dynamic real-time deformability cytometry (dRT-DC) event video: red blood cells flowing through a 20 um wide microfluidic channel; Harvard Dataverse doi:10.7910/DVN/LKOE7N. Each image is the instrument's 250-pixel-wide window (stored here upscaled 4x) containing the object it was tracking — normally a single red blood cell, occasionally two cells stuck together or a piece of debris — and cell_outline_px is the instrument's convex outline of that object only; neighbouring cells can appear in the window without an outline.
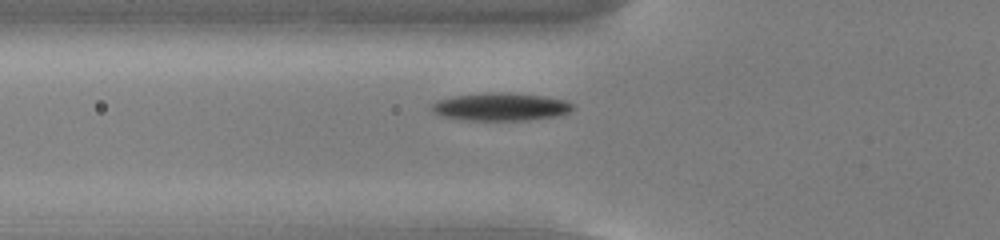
{"species": "common noctule bat (a hibernating species)", "species_latin": "Nyctalus noctula", "temperature_condition": "cold", "stored_images_in_passage": 37, "camera_frame_rate_fps": 3000, "um_per_image_px": 0.085, "animal": {"sex": "male", "body_mass_g": 13.0, "forearm_length_mm": 53.1}, "frame": {"image": 1, "passage_image": 2, "time_ms": 0.333, "image_size_px": [1000, 240], "cell_outline_px": [[572, 108], [568, 112], [556, 116], [528, 120], [464, 120], [444, 116], [432, 112], [432, 104], [436, 100], [452, 96], [484, 92], [508, 92], [544, 96], [564, 100], [572, 104]], "centroid_in_image_um": [42.51, 9.06], "position_along_channel_um": 83.3, "area_um2": 22.89}}
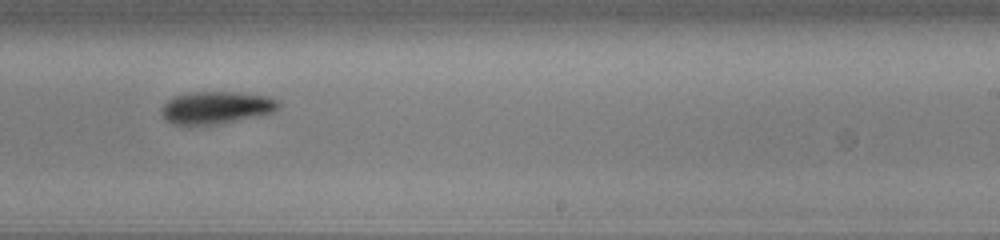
{"frame": {"image": 2, "passage_image": 17, "time_ms": 5.333, "image_size_px": [1000, 240], "cell_outline_px": [[280, 104], [272, 112], [256, 116], [220, 124], [188, 128], [172, 124], [164, 120], [160, 112], [160, 108], [172, 96], [192, 92], [236, 92], [268, 96], [276, 100]], "centroid_in_image_um": [18.25, 9.19], "position_along_channel_um": 270.7, "area_um2": 22.72}}
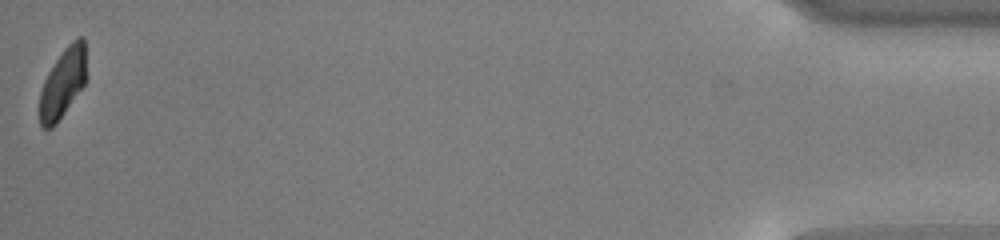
{"frame": {"image": 3, "passage_image": 37, "time_ms": 12.0, "image_size_px": [1000, 240], "cell_outline_px": [[84, 84], [56, 124], [52, 128], [44, 128], [40, 124], [40, 92], [44, 80], [48, 72], [64, 48], [76, 36], [84, 36]], "centroid_in_image_um": [5.31, 7.05], "position_along_channel_um": 429.9, "area_um2": 18.38}, "authors_computed_cell_mechanics": {"area_um2": 22.4264, "velocity_mm_per_s": 3.7521, "shape_relaxation_time_tau1_ms": 2.4578, "shape_relaxation_time_tau2_ms": null, "deformation_change_tau1": 0.101, "deformation_change_tau2": null}}